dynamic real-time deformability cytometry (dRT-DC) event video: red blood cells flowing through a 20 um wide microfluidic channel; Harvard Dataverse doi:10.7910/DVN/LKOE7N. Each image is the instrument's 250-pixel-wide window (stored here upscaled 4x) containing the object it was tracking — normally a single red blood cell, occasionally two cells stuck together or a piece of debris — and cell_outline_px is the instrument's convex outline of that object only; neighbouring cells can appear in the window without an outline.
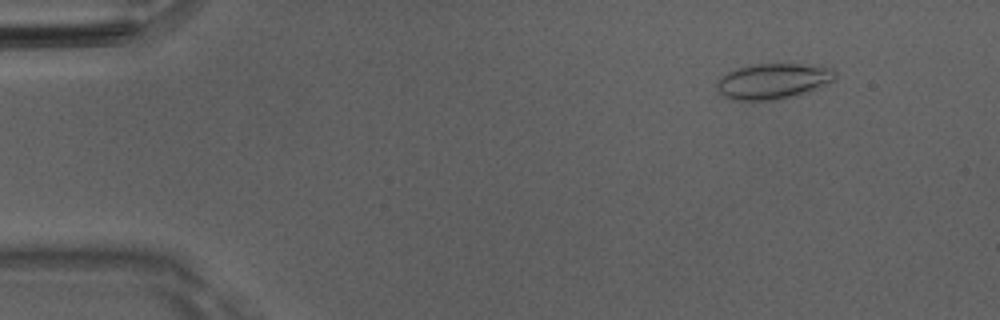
{"species": "Egyptian fruit bat (a non-hibernating species)", "species_latin": "Rousettus aegyptiacus", "temperature_condition": "room temperature", "stored_images_in_passage": 20, "camera_frame_rate_fps": 3000, "um_per_image_px": 0.085, "animal": {"sex": "male"}, "frame": {"image": 1, "passage_image": 6, "time_ms": 1.667, "image_size_px": [1000, 320], "cell_outline_px": [[836, 80], [800, 96], [776, 100], [732, 100], [724, 96], [716, 88], [716, 80], [728, 72], [736, 68], [752, 64], [800, 64], [832, 68], [836, 72]], "centroid_in_image_um": [65.73, 6.91], "position_along_channel_um": 19.3, "area_um2": 24.91}}